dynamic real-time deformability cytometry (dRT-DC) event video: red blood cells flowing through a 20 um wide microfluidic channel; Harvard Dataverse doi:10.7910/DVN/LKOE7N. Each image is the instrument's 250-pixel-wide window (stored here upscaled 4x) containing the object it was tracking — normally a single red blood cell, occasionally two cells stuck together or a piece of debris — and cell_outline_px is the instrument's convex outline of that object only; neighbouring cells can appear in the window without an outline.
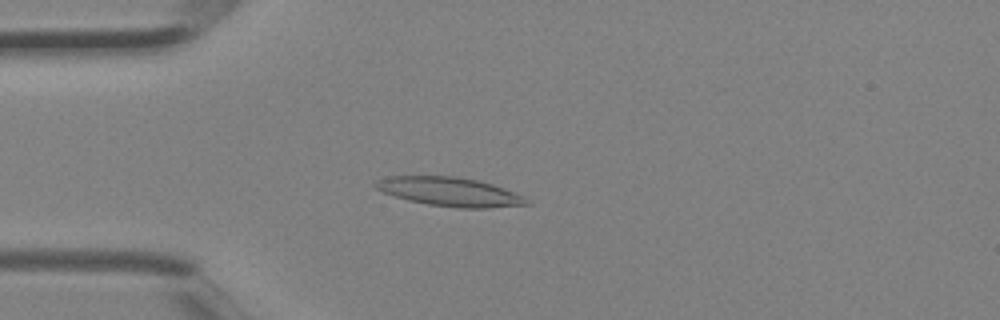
{"species": "Egyptian fruit bat (a non-hibernating species)", "species_latin": "Rousettus aegyptiacus", "temperature_condition": "room temperature", "stored_images_in_passage": 3, "camera_frame_rate_fps": 3000, "um_per_image_px": 0.085, "animal": {"sex": "female"}, "frame": {"image": 1, "passage_image": 3, "time_ms": 0.667, "image_size_px": [1000, 320], "cell_outline_px": [[532, 204], [488, 208], [460, 208], [428, 204], [408, 200], [384, 192], [376, 188], [372, 184], [388, 176], [456, 176], [476, 180], [492, 184], [504, 188], [524, 196]], "centroid_in_image_um": [38.27, 16.3], "position_along_channel_um": 46.7, "area_um2": 25.26}}